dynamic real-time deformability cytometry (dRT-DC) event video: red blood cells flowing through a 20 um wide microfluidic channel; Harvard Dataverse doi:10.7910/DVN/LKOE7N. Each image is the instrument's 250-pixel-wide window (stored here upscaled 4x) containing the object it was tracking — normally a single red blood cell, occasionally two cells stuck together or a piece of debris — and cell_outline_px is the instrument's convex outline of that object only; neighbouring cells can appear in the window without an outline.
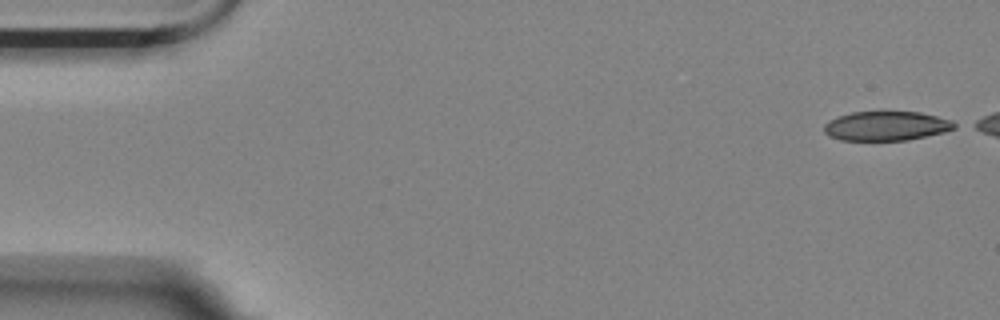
{"species": "Egyptian fruit bat (a non-hibernating species)", "species_latin": "Rousettus aegyptiacus", "temperature_condition": "room temperature", "stored_images_in_passage": 48, "camera_frame_rate_fps": 3000, "um_per_image_px": 0.085, "animal": {"sex": "female"}, "frame": {"image": 1, "passage_image": 1, "time_ms": 0.0, "image_size_px": [1000, 320], "cell_outline_px": [[960, 124], [956, 128], [944, 132], [908, 140], [840, 140], [828, 136], [824, 132], [824, 124], [828, 120], [836, 116], [852, 112], [920, 112], [952, 120]], "centroid_in_image_um": [75.34, 10.7], "position_along_channel_um": 9.7, "area_um2": 22.48}}
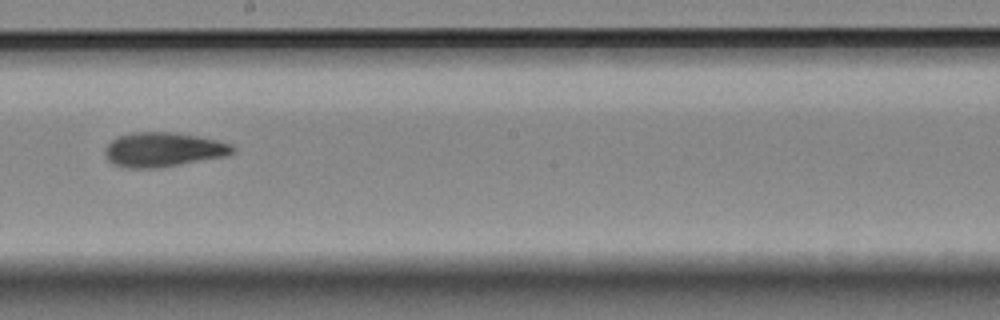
{"frame": {"image": 2, "passage_image": 30, "time_ms": 9.667, "image_size_px": [1000, 320], "cell_outline_px": [[236, 152], [228, 156], [160, 168], [128, 168], [112, 164], [108, 160], [104, 152], [104, 148], [112, 140], [120, 136], [132, 132], [172, 132], [196, 136], [216, 140], [232, 144], [236, 148]], "centroid_in_image_um": [13.9, 12.73], "position_along_channel_um": 234.3, "area_um2": 25.84}}
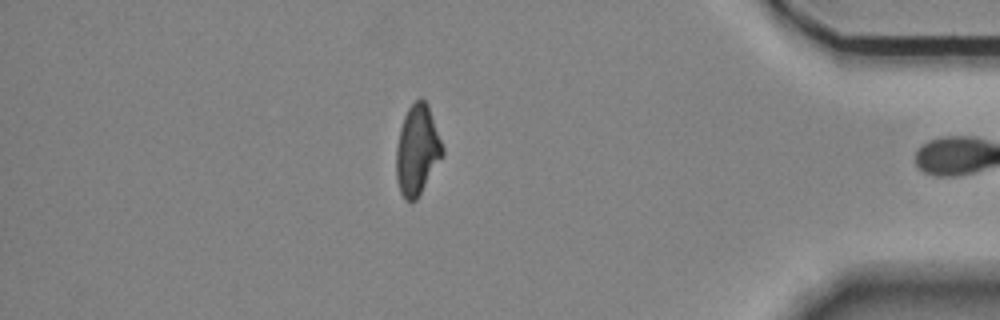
{"frame": {"image": 3, "passage_image": 47, "time_ms": 15.333, "image_size_px": [1000, 320], "cell_outline_px": [[444, 156], [416, 200], [404, 200], [400, 192], [396, 180], [396, 148], [400, 128], [404, 116], [408, 108], [420, 96], [428, 104], [444, 148]], "centroid_in_image_um": [35.47, 12.76], "position_along_channel_um": 399.7, "area_um2": 24.45}, "authors_computed_cell_mechanics": {"area_um2": 24.8829, "velocity_mm_per_s": 3.5699, "shape_relaxation_time_tau1_ms": null, "shape_relaxation_time_tau2_ms": 4.4184, "deformation_change_tau1": null, "deformation_change_tau2": 0.1137}}